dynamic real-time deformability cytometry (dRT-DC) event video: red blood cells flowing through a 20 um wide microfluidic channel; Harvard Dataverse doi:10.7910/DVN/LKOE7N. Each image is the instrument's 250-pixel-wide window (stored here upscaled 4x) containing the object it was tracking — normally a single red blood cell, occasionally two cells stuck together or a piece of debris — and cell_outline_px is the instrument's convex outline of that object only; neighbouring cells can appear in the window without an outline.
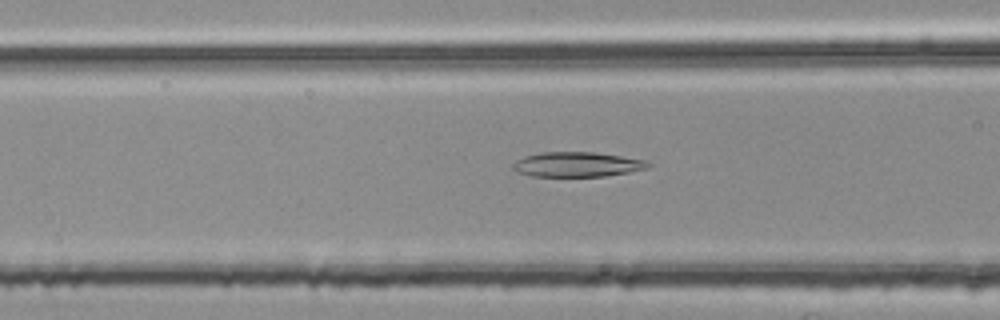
{"species": "common noctule bat (a hibernating species)", "species_latin": "Nyctalus noctula", "temperature_condition": "room temperature", "stored_images_in_passage": 32, "camera_frame_rate_fps": 3000, "um_per_image_px": 0.085, "animal": {"sex": "female", "body_mass_g": 25.1}, "frame": {"image": 1, "passage_image": 9, "time_ms": 2.667, "image_size_px": [1000, 320], "cell_outline_px": [[652, 164], [648, 168], [628, 172], [604, 176], [532, 176], [516, 172], [512, 168], [512, 164], [516, 160], [524, 156], [540, 152], [596, 152], [648, 160]], "centroid_in_image_um": [49.06, 13.97], "position_along_channel_um": 117.5, "area_um2": 19.71}}
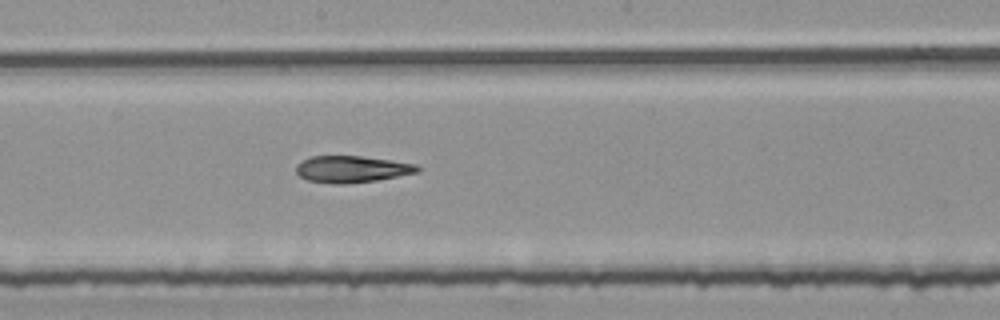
{"frame": {"image": 2, "passage_image": 17, "time_ms": 5.333, "image_size_px": [1000, 320], "cell_outline_px": [[424, 168], [420, 172], [376, 180], [344, 184], [336, 184], [308, 180], [300, 176], [296, 172], [296, 164], [312, 156], [360, 156], [416, 164]], "centroid_in_image_um": [29.94, 14.38], "position_along_channel_um": 218.3, "area_um2": 18.79}}
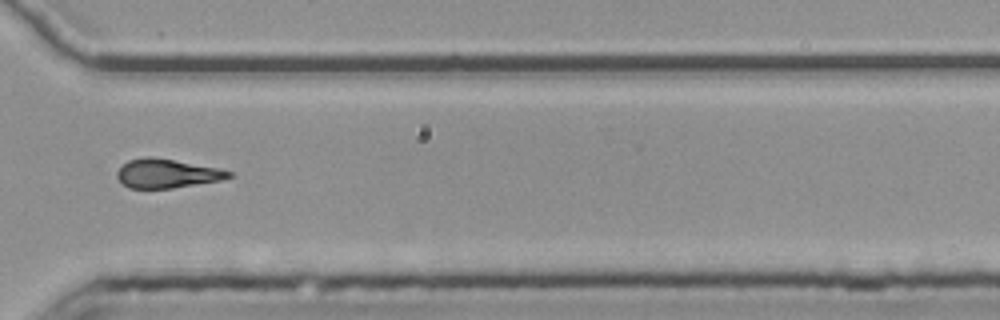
{"frame": {"image": 3, "passage_image": 28, "time_ms": 9.0, "image_size_px": [1000, 320], "cell_outline_px": [[232, 176], [220, 180], [172, 188], [128, 188], [116, 176], [116, 172], [128, 160], [144, 156], [152, 156], [220, 168], [232, 172]], "centroid_in_image_um": [14.18, 14.73], "position_along_channel_um": 356.4, "area_um2": 18.79}, "authors_computed_cell_mechanics": {"area_um2": 19.5942, "velocity_mm_per_s": 3.7734, "shape_relaxation_time_tau1_ms": null, "shape_relaxation_time_tau2_ms": 4.6729, "deformation_change_tau1": null, "deformation_change_tau2": 0.1494}}